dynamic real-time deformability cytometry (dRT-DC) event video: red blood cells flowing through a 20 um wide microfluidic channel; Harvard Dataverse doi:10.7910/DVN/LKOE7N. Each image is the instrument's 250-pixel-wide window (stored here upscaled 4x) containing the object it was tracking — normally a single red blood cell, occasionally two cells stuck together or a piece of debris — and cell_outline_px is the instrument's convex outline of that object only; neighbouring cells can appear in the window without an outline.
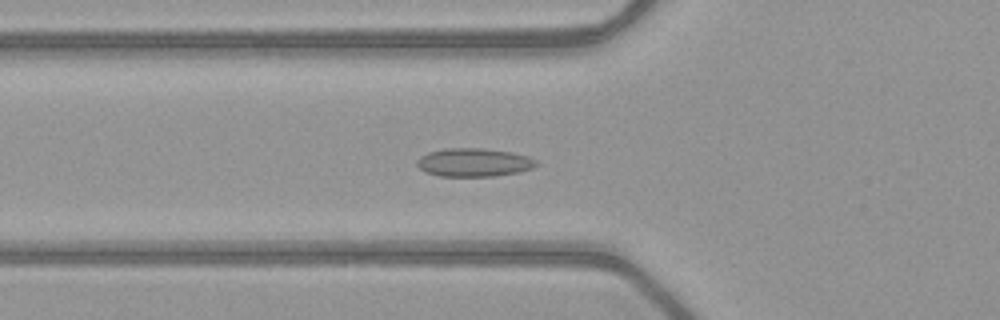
{"species": "common noctule bat (a hibernating species)", "species_latin": "Nyctalus noctula", "temperature_condition": "warm", "stored_images_in_passage": 53, "camera_frame_rate_fps": 3000, "um_per_image_px": 0.085, "animal": {"sex": "female", "body_mass_g": 21.9}, "frame": {"image": 1, "passage_image": 20, "time_ms": 6.333, "image_size_px": [1000, 320], "cell_outline_px": [[540, 164], [532, 168], [516, 172], [492, 176], [440, 176], [424, 172], [416, 164], [416, 160], [420, 156], [428, 152], [444, 148], [480, 148], [512, 152], [528, 156], [536, 160]], "centroid_in_image_um": [40.25, 13.8], "position_along_channel_um": 85.5, "area_um2": 19.77}}
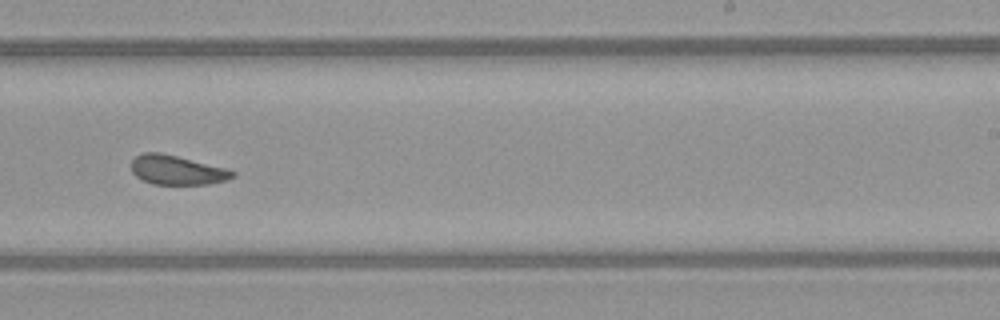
{"frame": {"image": 2, "passage_image": 34, "time_ms": 11.0, "image_size_px": [1000, 320], "cell_outline_px": [[236, 176], [224, 180], [208, 184], [152, 184], [136, 176], [132, 172], [132, 160], [136, 156], [144, 152], [160, 152], [224, 168], [236, 172]], "centroid_in_image_um": [15.01, 14.45], "position_along_channel_um": 274.0, "area_um2": 16.99}}
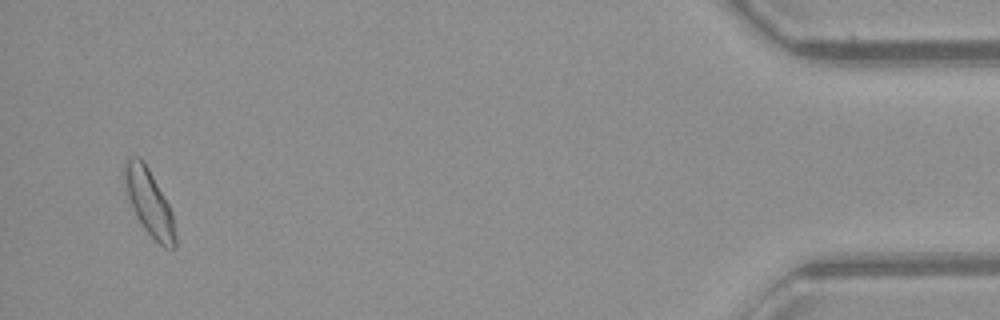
{"frame": {"image": 3, "passage_image": 51, "time_ms": 16.667, "image_size_px": [1000, 320], "cell_outline_px": [[176, 248], [164, 248], [144, 228], [136, 216], [132, 208], [128, 196], [124, 180], [124, 172], [128, 156], [136, 156], [144, 160], [168, 204], [172, 212], [176, 236]], "centroid_in_image_um": [12.69, 17.21], "position_along_channel_um": 422.5, "area_um2": 19.19}, "authors_computed_cell_mechanics": {"area_um2": 18.0336, "velocity_mm_per_s": 4.0174, "shape_relaxation_time_tau1_ms": null, "shape_relaxation_time_tau2_ms": 1.362, "deformation_change_tau1": null, "deformation_change_tau2": 0.0583}}